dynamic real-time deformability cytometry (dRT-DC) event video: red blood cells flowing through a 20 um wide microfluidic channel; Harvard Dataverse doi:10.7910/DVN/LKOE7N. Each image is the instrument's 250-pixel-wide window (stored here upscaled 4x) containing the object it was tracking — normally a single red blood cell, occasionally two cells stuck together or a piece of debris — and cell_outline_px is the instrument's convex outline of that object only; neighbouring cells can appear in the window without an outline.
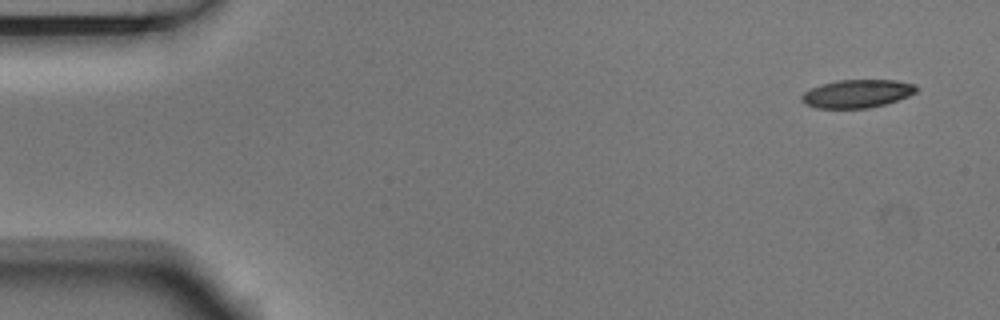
{"species": "Egyptian fruit bat (a non-hibernating species)", "species_latin": "Rousettus aegyptiacus", "temperature_condition": "room temperature", "stored_images_in_passage": 5, "camera_frame_rate_fps": 3000, "um_per_image_px": 0.085, "animal": {"sex": "male"}, "frame": {"image": 1, "passage_image": 1, "time_ms": 0.0, "image_size_px": [1000, 320], "cell_outline_px": [[920, 88], [916, 92], [908, 96], [884, 104], [868, 108], [816, 108], [804, 104], [800, 100], [800, 96], [804, 92], [820, 84], [836, 80], [896, 80], [916, 84]], "centroid_in_image_um": [72.84, 7.95], "position_along_channel_um": 12.2, "area_um2": 18.96}}
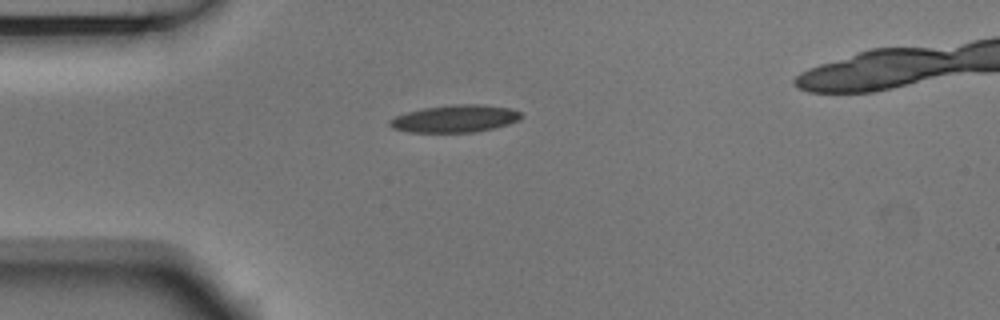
{"frame": {"image": 2, "passage_image": 4, "time_ms": 1.0, "image_size_px": [1000, 320], "cell_outline_px": [[524, 116], [520, 120], [508, 124], [476, 132], [408, 132], [392, 128], [388, 124], [388, 120], [396, 116], [408, 112], [424, 108], [452, 104], [480, 104], [508, 108], [520, 112]], "centroid_in_image_um": [38.68, 10.09], "position_along_channel_um": 46.3, "area_um2": 20.92}}